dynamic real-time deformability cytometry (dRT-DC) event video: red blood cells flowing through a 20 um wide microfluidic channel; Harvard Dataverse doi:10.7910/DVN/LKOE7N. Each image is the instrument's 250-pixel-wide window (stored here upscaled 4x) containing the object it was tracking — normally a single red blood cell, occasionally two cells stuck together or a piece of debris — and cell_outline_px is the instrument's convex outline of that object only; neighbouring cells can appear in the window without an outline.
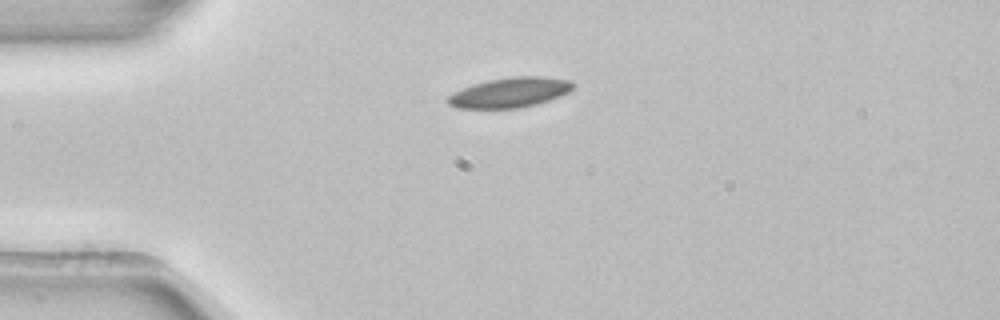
{"species": "common noctule bat (a hibernating species)", "species_latin": "Nyctalus noctula", "temperature_condition": "room temperature", "stored_images_in_passage": 2, "camera_frame_rate_fps": 3000, "um_per_image_px": 0.085, "animal": {"sex": "female", "body_mass_g": 22.7, "forearm_length_mm": 54.2}, "frame": {"image": 1, "passage_image": 1, "time_ms": 0.0, "image_size_px": [1000, 320], "cell_outline_px": [[576, 84], [568, 92], [548, 100], [536, 104], [520, 108], [456, 108], [448, 104], [444, 100], [452, 92], [488, 80], [512, 76], [544, 76], [572, 80]], "centroid_in_image_um": [43.34, 7.86], "position_along_channel_um": 41.7, "area_um2": 21.91}}